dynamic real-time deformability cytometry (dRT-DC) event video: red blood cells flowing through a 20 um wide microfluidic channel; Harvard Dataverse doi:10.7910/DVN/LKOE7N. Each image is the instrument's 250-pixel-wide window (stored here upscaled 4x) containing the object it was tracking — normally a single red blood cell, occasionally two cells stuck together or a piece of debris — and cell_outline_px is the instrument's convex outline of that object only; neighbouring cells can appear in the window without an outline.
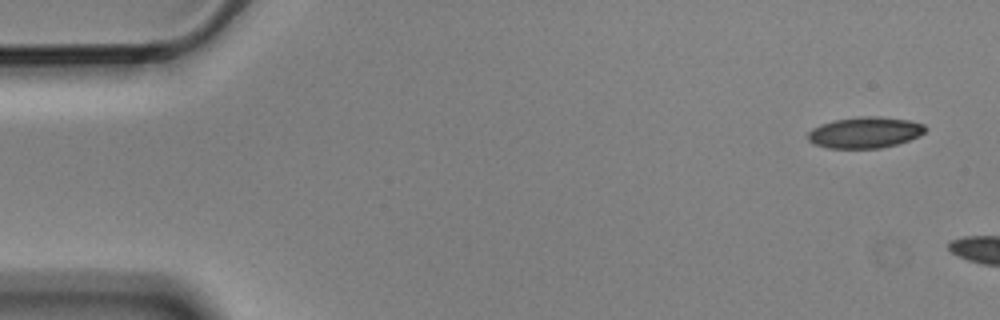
{"species": "Egyptian fruit bat (a non-hibernating species)", "species_latin": "Rousettus aegyptiacus", "temperature_condition": "cold", "stored_images_in_passage": 3, "camera_frame_rate_fps": 3000, "um_per_image_px": 0.085, "animal": {"sex": "male"}, "frame": {"image": 1, "passage_image": 1, "time_ms": 0.0, "image_size_px": [1000, 320], "cell_outline_px": [[928, 128], [920, 136], [896, 144], [880, 148], [828, 148], [816, 144], [808, 140], [808, 132], [812, 128], [820, 124], [836, 120], [860, 116], [876, 116], [908, 120], [924, 124]], "centroid_in_image_um": [73.53, 11.26], "position_along_channel_um": 11.5, "area_um2": 21.21}}